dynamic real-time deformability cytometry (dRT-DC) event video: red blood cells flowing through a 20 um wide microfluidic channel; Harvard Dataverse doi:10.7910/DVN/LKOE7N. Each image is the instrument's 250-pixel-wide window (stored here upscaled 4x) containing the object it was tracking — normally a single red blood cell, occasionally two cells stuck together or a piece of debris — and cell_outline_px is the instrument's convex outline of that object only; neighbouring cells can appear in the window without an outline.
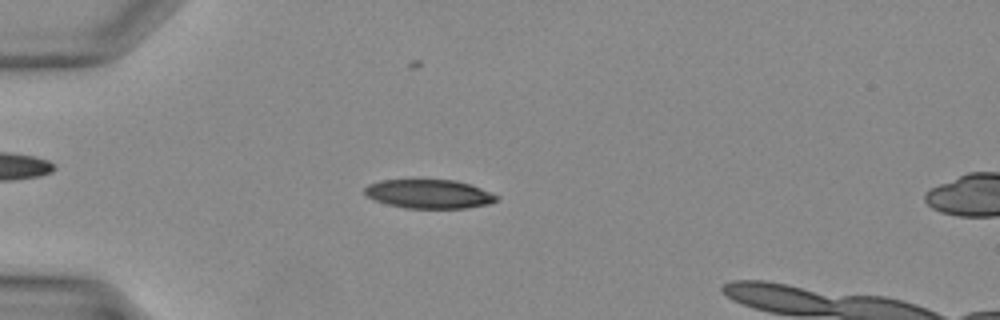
{"species": "Egyptian fruit bat (a non-hibernating species)", "species_latin": "Rousettus aegyptiacus", "temperature_condition": "warm", "stored_images_in_passage": 39, "camera_frame_rate_fps": 3000, "um_per_image_px": 0.085, "animal": {"sex": "female"}, "frame": {"image": 1, "passage_image": 12, "time_ms": 3.667, "image_size_px": [1000, 320], "cell_outline_px": [[500, 200], [488, 204], [464, 208], [404, 208], [388, 204], [376, 200], [368, 196], [364, 192], [364, 188], [368, 184], [380, 180], [456, 180], [480, 188], [500, 196]], "centroid_in_image_um": [36.49, 16.49], "position_along_channel_um": 48.5, "area_um2": 22.14}}
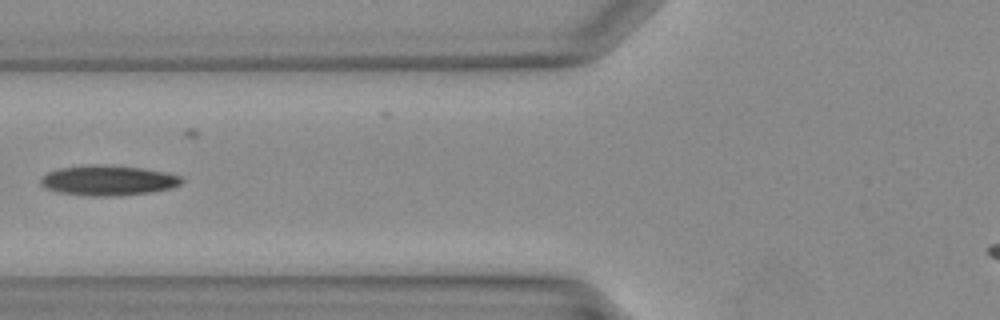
{"frame": {"image": 2, "passage_image": 17, "time_ms": 5.333, "image_size_px": [1000, 320], "cell_outline_px": [[184, 180], [180, 184], [168, 188], [152, 192], [116, 196], [88, 196], [56, 192], [44, 188], [40, 184], [40, 180], [48, 172], [60, 168], [92, 164], [104, 164], [144, 168], [164, 172], [180, 176]], "centroid_in_image_um": [9.16, 15.33], "position_along_channel_um": 116.6, "area_um2": 24.85}}
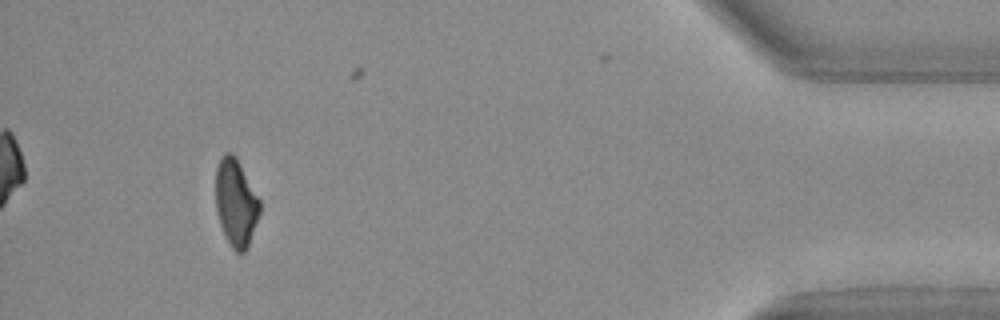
{"frame": {"image": 3, "passage_image": 37, "time_ms": 12.0, "image_size_px": [1000, 320], "cell_outline_px": [[260, 212], [248, 248], [244, 252], [236, 252], [232, 248], [220, 224], [216, 208], [216, 168], [220, 156], [224, 152], [232, 152], [236, 156], [260, 200]], "centroid_in_image_um": [20.05, 17.2], "position_along_channel_um": 415.1, "area_um2": 22.43}}